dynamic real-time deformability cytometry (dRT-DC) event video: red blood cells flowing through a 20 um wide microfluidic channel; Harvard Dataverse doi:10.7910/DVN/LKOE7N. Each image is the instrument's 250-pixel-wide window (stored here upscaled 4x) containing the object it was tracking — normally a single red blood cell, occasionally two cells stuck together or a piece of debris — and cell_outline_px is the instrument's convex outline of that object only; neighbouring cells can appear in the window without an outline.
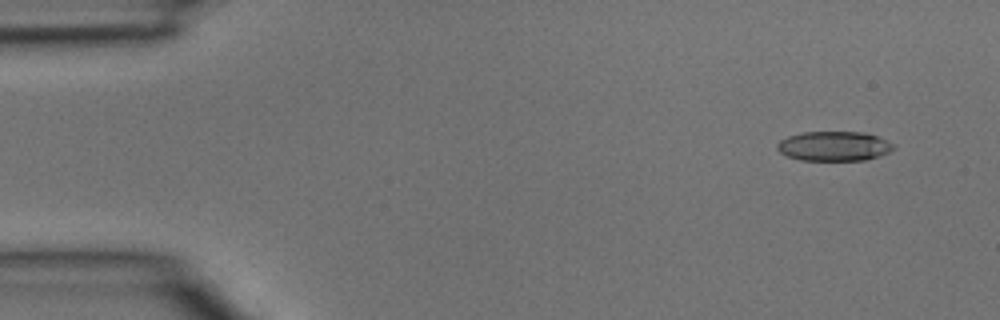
{"species": "common noctule bat (a hibernating species)", "species_latin": "Nyctalus noctula", "temperature_condition": "room temperature", "stored_images_in_passage": 4, "camera_frame_rate_fps": 3000, "um_per_image_px": 0.085, "animal": {"sex": "male", "body_mass_g": 15.6}, "frame": {"image": 1, "passage_image": 1, "time_ms": 0.0, "image_size_px": [1000, 320], "cell_outline_px": [[896, 148], [888, 152], [864, 160], [800, 160], [788, 156], [780, 152], [776, 148], [776, 144], [780, 140], [788, 136], [804, 132], [860, 132], [876, 136], [896, 144]], "centroid_in_image_um": [70.88, 12.42], "position_along_channel_um": 14.1, "area_um2": 19.94}}
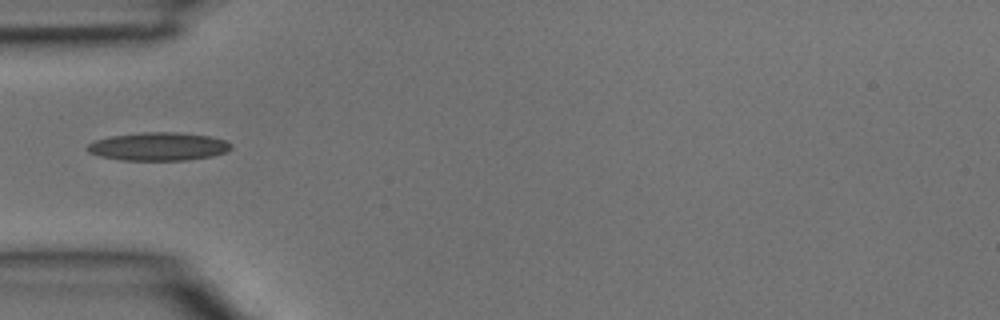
{"frame": {"image": 2, "passage_image": 4, "time_ms": 1.0, "image_size_px": [1000, 320], "cell_outline_px": [[232, 148], [224, 152], [212, 156], [184, 160], [120, 160], [100, 156], [88, 152], [84, 148], [88, 144], [96, 140], [108, 136], [140, 132], [176, 132], [208, 136], [224, 140], [232, 144]], "centroid_in_image_um": [13.41, 12.45], "position_along_channel_um": 71.6, "area_um2": 23.64}}